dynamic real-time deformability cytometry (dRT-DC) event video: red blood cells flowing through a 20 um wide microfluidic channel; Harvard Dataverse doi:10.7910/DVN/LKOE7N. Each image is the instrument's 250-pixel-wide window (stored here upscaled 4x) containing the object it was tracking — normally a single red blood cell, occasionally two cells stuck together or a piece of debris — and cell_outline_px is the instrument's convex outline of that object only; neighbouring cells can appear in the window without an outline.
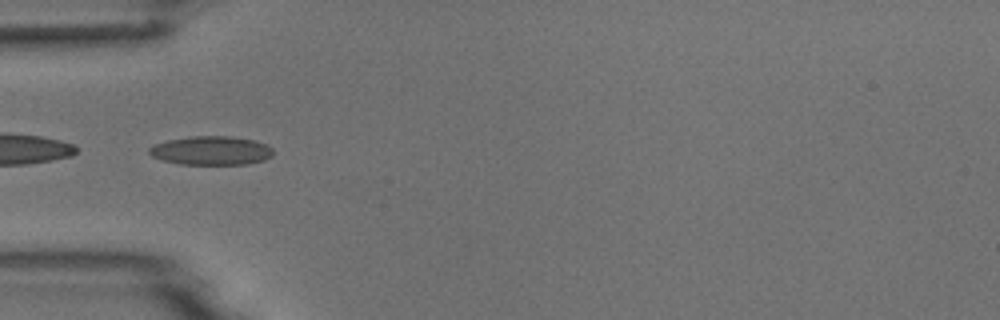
{"species": "common noctule bat (a hibernating species)", "species_latin": "Nyctalus noctula", "temperature_condition": "room temperature", "stored_images_in_passage": 8, "camera_frame_rate_fps": 3000, "um_per_image_px": 0.085, "animal": {"sex": "male", "body_mass_g": 18.8}, "frame": {"image": 1, "passage_image": 4, "time_ms": 3.333, "image_size_px": [1000, 320], "cell_outline_px": [[272, 156], [264, 160], [248, 164], [180, 164], [164, 160], [152, 156], [148, 152], [148, 148], [152, 144], [168, 140], [188, 136], [232, 136], [256, 140], [268, 144], [272, 148]], "centroid_in_image_um": [17.96, 12.78], "position_along_channel_um": 67.0, "area_um2": 21.04}}